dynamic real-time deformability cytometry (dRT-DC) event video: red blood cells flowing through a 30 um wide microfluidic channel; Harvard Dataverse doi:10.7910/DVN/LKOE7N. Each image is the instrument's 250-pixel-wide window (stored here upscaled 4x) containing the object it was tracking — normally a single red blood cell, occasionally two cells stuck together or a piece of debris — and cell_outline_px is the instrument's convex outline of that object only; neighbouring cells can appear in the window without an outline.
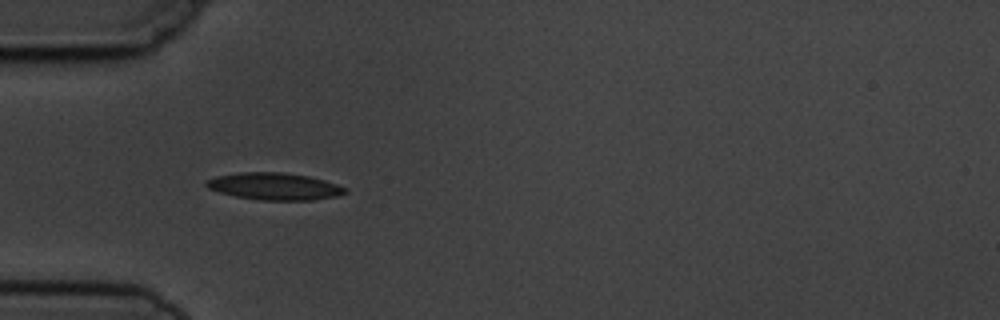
{"species": "common noctule bat (a hibernating species)", "species_latin": "Nyctalus noctula", "temperature_condition": "cold", "stored_images_in_passage": 3, "camera_frame_rate_fps": 3000, "um_per_image_px": 0.085, "animal": {"sex": "male", "body_mass_g": 19.5, "forearm_length_mm": 54.6}, "frame": {"image": 1, "passage_image": 2, "time_ms": 1.0, "image_size_px": [1000, 320], "cell_outline_px": [[348, 192], [336, 196], [312, 200], [256, 200], [236, 196], [220, 192], [208, 188], [204, 184], [204, 180], [216, 176], [240, 172], [284, 172], [308, 176], [324, 180], [348, 188]], "centroid_in_image_um": [23.31, 15.83], "position_along_channel_um": 61.7, "area_um2": 22.02}}
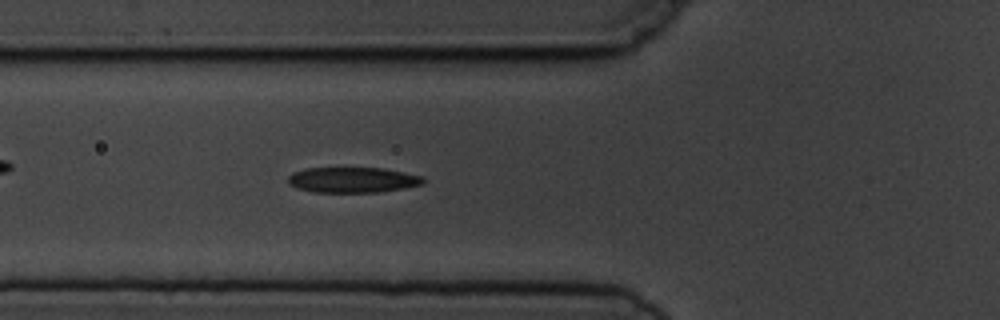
{"frame": {"image": 2, "passage_image": 3, "time_ms": 2.0, "image_size_px": [1000, 320], "cell_outline_px": [[424, 184], [404, 188], [380, 192], [312, 192], [296, 188], [288, 184], [288, 176], [292, 172], [304, 168], [384, 168], [424, 176]], "centroid_in_image_um": [29.96, 15.29], "position_along_channel_um": 95.8, "area_um2": 20.29}}